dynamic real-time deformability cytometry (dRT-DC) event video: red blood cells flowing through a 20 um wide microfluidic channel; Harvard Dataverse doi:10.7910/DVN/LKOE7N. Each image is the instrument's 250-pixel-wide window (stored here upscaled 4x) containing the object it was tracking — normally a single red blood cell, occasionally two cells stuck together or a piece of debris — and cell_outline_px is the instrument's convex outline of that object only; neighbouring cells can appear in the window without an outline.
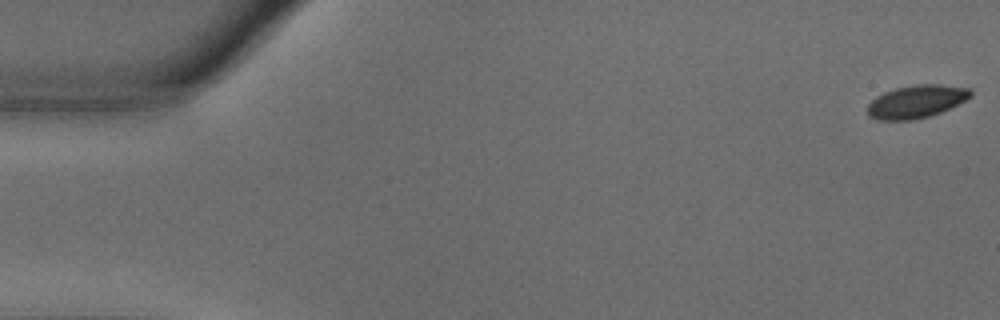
{"species": "common noctule bat (a hibernating species)", "species_latin": "Nyctalus noctula", "temperature_condition": "warm", "stored_images_in_passage": 56, "camera_frame_rate_fps": 3000, "um_per_image_px": 0.085, "animal": {"sex": "male", "body_mass_g": 18.8}, "frame": {"image": 1, "passage_image": 1, "time_ms": 0.0, "image_size_px": [1000, 320], "cell_outline_px": [[972, 96], [940, 112], [928, 116], [912, 120], [876, 120], [868, 116], [868, 104], [876, 96], [884, 92], [896, 88], [916, 84], [940, 84], [972, 88]], "centroid_in_image_um": [77.87, 8.62], "position_along_channel_um": 7.1, "area_um2": 19.71}}
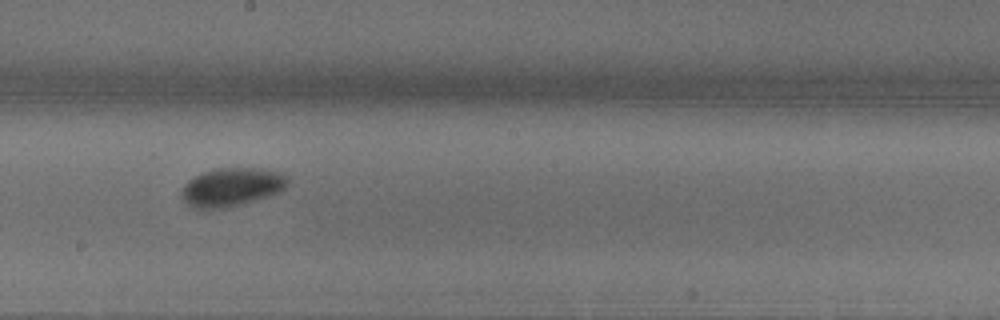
{"frame": {"image": 2, "passage_image": 31, "time_ms": 10.0, "image_size_px": [1000, 320], "cell_outline_px": [[288, 184], [280, 192], [268, 196], [240, 204], [224, 208], [192, 208], [180, 196], [180, 192], [184, 184], [188, 180], [204, 172], [220, 168], [260, 168], [280, 172], [288, 176]], "centroid_in_image_um": [19.69, 15.89], "position_along_channel_um": 228.5, "area_um2": 23.7}}
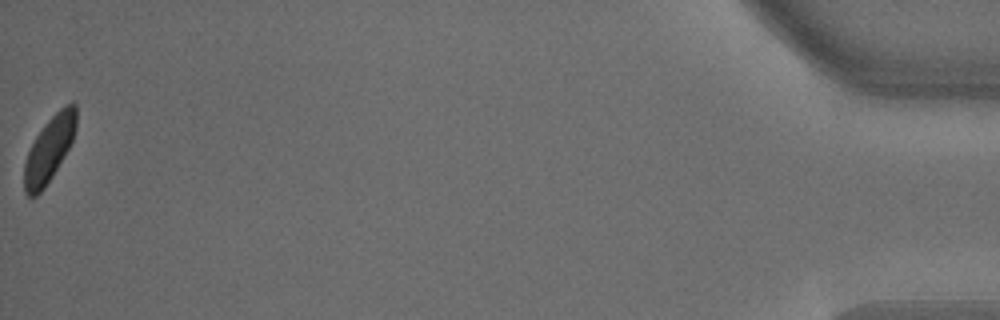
{"frame": {"image": 3, "passage_image": 56, "time_ms": 18.333, "image_size_px": [1000, 320], "cell_outline_px": [[76, 128], [72, 140], [64, 156], [52, 176], [44, 188], [36, 196], [28, 196], [24, 192], [24, 164], [28, 152], [36, 136], [44, 124], [60, 108], [68, 104], [76, 104]], "centroid_in_image_um": [4.17, 12.7], "position_along_channel_um": 431.0, "area_um2": 19.42}, "authors_computed_cell_mechanics": {"area_um2": 21.3571, "velocity_mm_per_s": 3.6117, "shape_relaxation_time_tau1_ms": 2.4637, "shape_relaxation_time_tau2_ms": null, "deformation_change_tau1": 0.1122, "deformation_change_tau2": null}}